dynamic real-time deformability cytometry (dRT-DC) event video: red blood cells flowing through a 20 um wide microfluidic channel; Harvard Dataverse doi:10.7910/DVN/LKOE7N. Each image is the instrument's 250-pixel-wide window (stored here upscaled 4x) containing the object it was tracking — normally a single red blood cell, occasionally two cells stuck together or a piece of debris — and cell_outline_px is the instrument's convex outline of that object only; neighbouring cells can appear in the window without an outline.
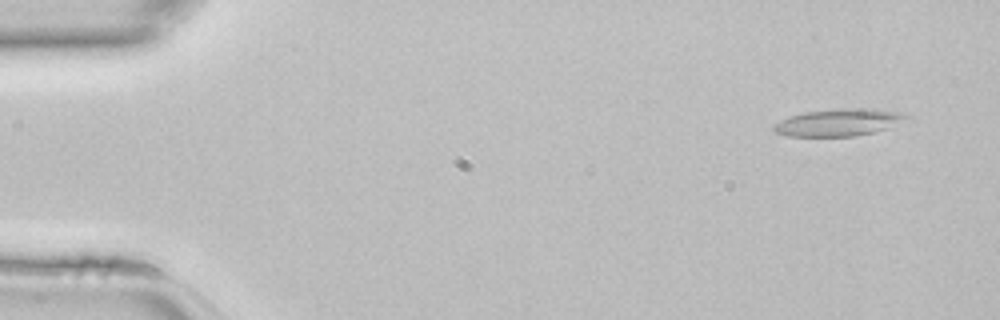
{"species": "common noctule bat (a hibernating species)", "species_latin": "Nyctalus noctula", "temperature_condition": "room temperature", "stored_images_in_passage": 45, "camera_frame_rate_fps": 3000, "um_per_image_px": 0.085, "animal": {"sex": "female", "body_mass_g": 22.7, "forearm_length_mm": 54.2}, "frame": {"image": 1, "passage_image": 3, "time_ms": 0.667, "image_size_px": [1000, 320], "cell_outline_px": [[912, 120], [888, 128], [856, 136], [788, 136], [776, 132], [772, 128], [772, 124], [788, 116], [804, 112], [832, 108], [876, 108], [900, 112], [908, 116]], "centroid_in_image_um": [71.33, 10.38], "position_along_channel_um": 13.7, "area_um2": 21.5}}
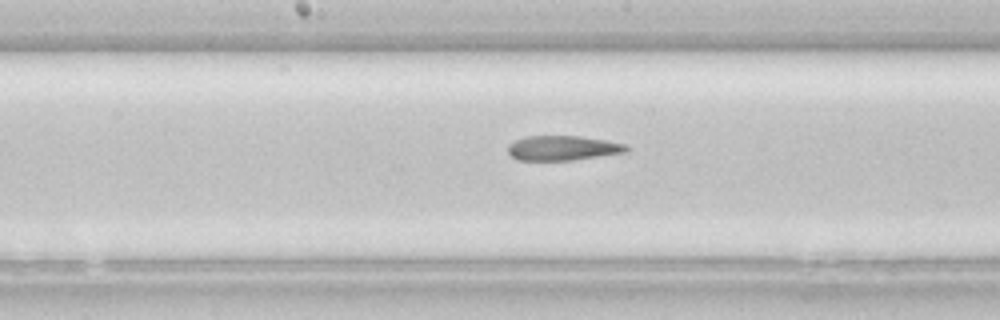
{"frame": {"image": 2, "passage_image": 23, "time_ms": 7.333, "image_size_px": [1000, 320], "cell_outline_px": [[632, 148], [628, 152], [572, 160], [516, 160], [508, 152], [508, 144], [524, 136], [580, 136], [608, 140], [628, 144]], "centroid_in_image_um": [47.9, 12.58], "position_along_channel_um": 200.3, "area_um2": 17.34}}
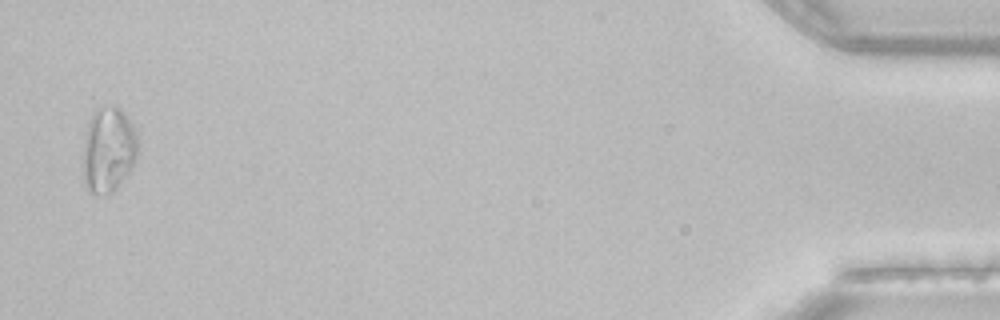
{"frame": {"image": 3, "passage_image": 44, "time_ms": 14.333, "image_size_px": [1000, 320], "cell_outline_px": [[140, 152], [136, 164], [116, 188], [112, 192], [96, 196], [88, 192], [84, 184], [84, 140], [88, 120], [96, 108], [104, 104], [116, 104], [124, 112], [140, 144]], "centroid_in_image_um": [9.23, 12.72], "position_along_channel_um": 426.0, "area_um2": 28.03}}